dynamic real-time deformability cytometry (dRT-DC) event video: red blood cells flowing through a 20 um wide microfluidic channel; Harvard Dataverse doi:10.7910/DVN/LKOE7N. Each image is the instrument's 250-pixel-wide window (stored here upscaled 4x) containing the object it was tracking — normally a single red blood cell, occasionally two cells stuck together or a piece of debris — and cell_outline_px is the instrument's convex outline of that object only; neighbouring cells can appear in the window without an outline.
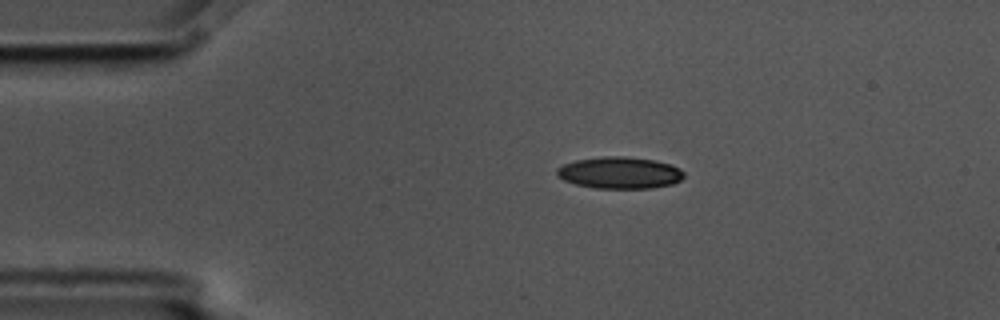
{"species": "common noctule bat (a hibernating species)", "species_latin": "Nyctalus noctula", "temperature_condition": "cold", "stored_images_in_passage": 4, "camera_frame_rate_fps": 3000, "um_per_image_px": 0.085, "animal": {"sex": "male", "body_mass_g": 17.5, "forearm_length_mm": 52.3}, "frame": {"image": 1, "passage_image": 2, "time_ms": 0.333, "image_size_px": [1000, 320], "cell_outline_px": [[684, 176], [680, 180], [672, 184], [652, 188], [596, 188], [576, 184], [564, 180], [556, 176], [556, 168], [564, 164], [576, 160], [604, 156], [624, 156], [652, 160], [668, 164], [680, 168], [684, 172]], "centroid_in_image_um": [52.65, 14.68], "position_along_channel_um": 32.3, "area_um2": 23.41}}
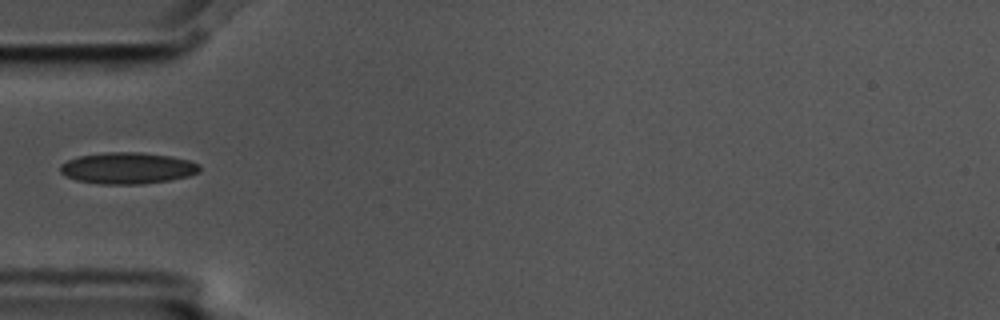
{"frame": {"image": 2, "passage_image": 4, "time_ms": 1.0, "image_size_px": [1000, 320], "cell_outline_px": [[200, 172], [188, 176], [168, 180], [140, 184], [100, 184], [76, 180], [64, 176], [60, 172], [60, 164], [68, 160], [80, 156], [104, 152], [140, 152], [168, 156], [188, 160], [200, 164]], "centroid_in_image_um": [10.81, 14.29], "position_along_channel_um": 74.2, "area_um2": 25.49}}